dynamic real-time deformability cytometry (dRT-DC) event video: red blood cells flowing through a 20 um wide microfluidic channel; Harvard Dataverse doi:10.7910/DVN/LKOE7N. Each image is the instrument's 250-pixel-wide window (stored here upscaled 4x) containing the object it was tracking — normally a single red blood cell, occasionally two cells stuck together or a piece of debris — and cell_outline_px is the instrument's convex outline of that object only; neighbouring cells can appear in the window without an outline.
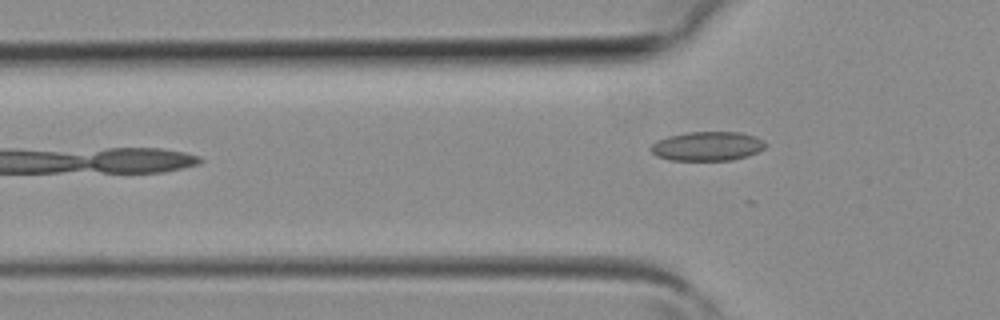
{"species": "common noctule bat (a hibernating species)", "species_latin": "Nyctalus noctula", "temperature_condition": "room temperature", "stored_images_in_passage": 3, "camera_frame_rate_fps": 3000, "um_per_image_px": 0.085, "animal": {"sex": "female", "body_mass_g": 19.3, "forearm_length_mm": 54.1}, "frame": {"image": 1, "passage_image": 3, "time_ms": 0.667, "image_size_px": [1000, 320], "cell_outline_px": [[768, 144], [764, 148], [748, 156], [732, 160], [668, 160], [656, 156], [648, 148], [656, 140], [668, 136], [688, 132], [740, 132], [756, 136], [764, 140]], "centroid_in_image_um": [60.12, 12.42], "position_along_channel_um": 65.7, "area_um2": 19.71}}